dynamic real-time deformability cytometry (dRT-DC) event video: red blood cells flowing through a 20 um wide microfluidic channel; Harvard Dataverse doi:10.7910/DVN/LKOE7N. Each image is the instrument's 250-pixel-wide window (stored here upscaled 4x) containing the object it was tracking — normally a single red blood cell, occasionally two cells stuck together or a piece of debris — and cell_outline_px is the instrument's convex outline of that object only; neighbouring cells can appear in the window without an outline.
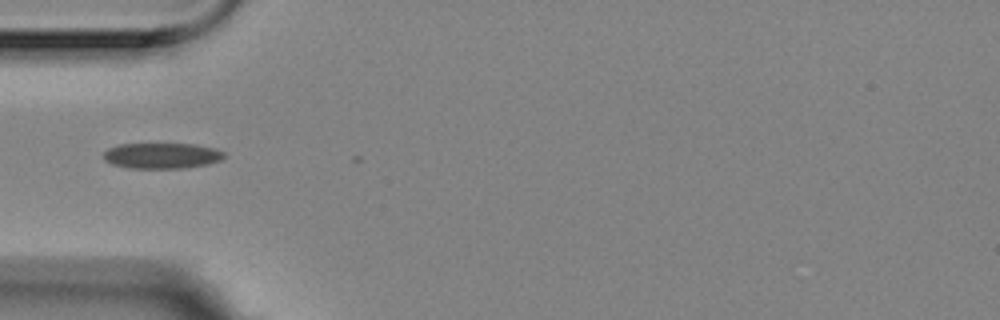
{"species": "Egyptian fruit bat (a non-hibernating species)", "species_latin": "Rousettus aegyptiacus", "temperature_condition": "room temperature", "stored_images_in_passage": 23, "camera_frame_rate_fps": 3000, "um_per_image_px": 0.085, "animal": {"sex": "female"}, "frame": {"image": 1, "passage_image": 1, "time_ms": 0.0, "image_size_px": [1000, 320], "cell_outline_px": [[224, 156], [220, 160], [208, 164], [184, 168], [128, 168], [112, 164], [104, 160], [104, 152], [108, 148], [120, 144], [196, 144], [216, 148], [224, 152]], "centroid_in_image_um": [13.76, 13.23], "position_along_channel_um": 71.2, "area_um2": 18.09}}
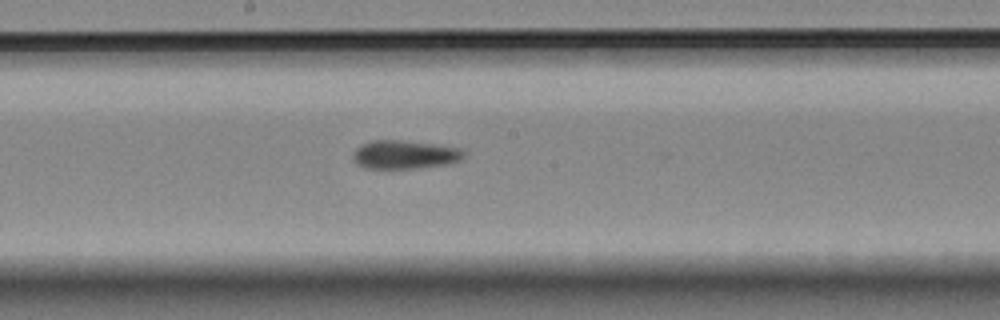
{"frame": {"image": 2, "passage_image": 13, "time_ms": 4.0, "image_size_px": [1000, 320], "cell_outline_px": [[464, 156], [460, 160], [444, 164], [416, 168], [364, 168], [356, 164], [352, 160], [352, 152], [360, 144], [372, 140], [400, 140], [432, 144], [460, 148], [464, 152]], "centroid_in_image_um": [34.31, 13.13], "position_along_channel_um": 213.9, "area_um2": 18.38}}
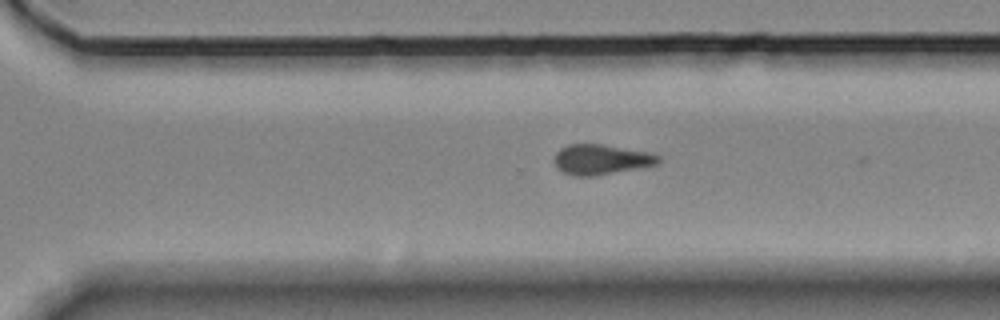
{"frame": {"image": 3, "passage_image": 22, "time_ms": 7.0, "image_size_px": [1000, 320], "cell_outline_px": [[660, 164], [592, 176], [576, 176], [564, 172], [556, 168], [552, 160], [556, 152], [560, 148], [568, 144], [600, 144], [648, 152], [660, 156]], "centroid_in_image_um": [51.05, 13.55], "position_along_channel_um": 319.5, "area_um2": 18.26}}